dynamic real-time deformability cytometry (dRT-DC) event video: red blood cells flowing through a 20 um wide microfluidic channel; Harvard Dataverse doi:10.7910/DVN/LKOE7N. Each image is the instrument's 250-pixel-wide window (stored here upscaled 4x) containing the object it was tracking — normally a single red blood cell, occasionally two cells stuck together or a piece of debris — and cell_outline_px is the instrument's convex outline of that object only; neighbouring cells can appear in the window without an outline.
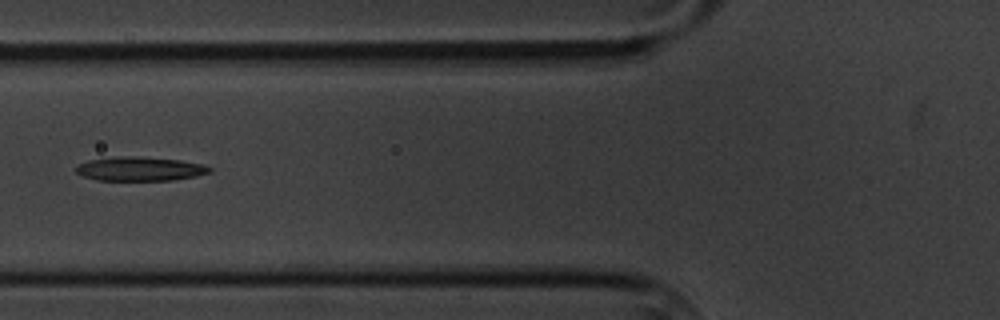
{"species": "common noctule bat (a hibernating species)", "species_latin": "Nyctalus noctula", "temperature_condition": "cold", "stored_images_in_passage": 3, "camera_frame_rate_fps": 3000, "um_per_image_px": 0.085, "animal": {"sex": "male", "body_mass_g": 20.1, "forearm_length_mm": 53.5}, "frame": {"image": 1, "passage_image": 3, "time_ms": 2.667, "image_size_px": [1000, 320], "cell_outline_px": [[212, 172], [196, 176], [172, 180], [96, 180], [84, 176], [76, 172], [76, 164], [88, 160], [116, 156], [140, 156], [180, 160], [204, 164], [212, 168]], "centroid_in_image_um": [11.9, 14.34], "position_along_channel_um": 113.9, "area_um2": 18.9}}